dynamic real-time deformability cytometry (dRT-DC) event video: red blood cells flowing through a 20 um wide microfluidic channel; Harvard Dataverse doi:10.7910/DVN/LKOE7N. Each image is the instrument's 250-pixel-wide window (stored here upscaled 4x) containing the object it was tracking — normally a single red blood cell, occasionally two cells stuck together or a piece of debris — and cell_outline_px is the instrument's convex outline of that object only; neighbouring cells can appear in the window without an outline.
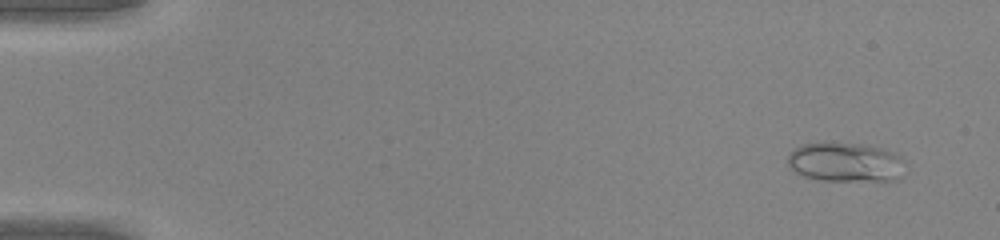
{"species": "common noctule bat (a hibernating species)", "species_latin": "Nyctalus noctula", "temperature_condition": "warm", "stored_images_in_passage": 46, "camera_frame_rate_fps": 3000, "um_per_image_px": 0.085, "animal": {"sex": "male", "body_mass_g": 20.0, "forearm_length_mm": 53.3}, "frame": {"image": 1, "passage_image": 3, "time_ms": 0.667, "image_size_px": [1000, 240], "cell_outline_px": [[904, 160], [900, 180], [820, 180], [804, 176], [792, 172], [788, 164], [788, 156], [800, 144], [824, 140], [864, 144], [896, 152]], "centroid_in_image_um": [71.83, 13.75], "position_along_channel_um": 13.2, "area_um2": 27.57}}
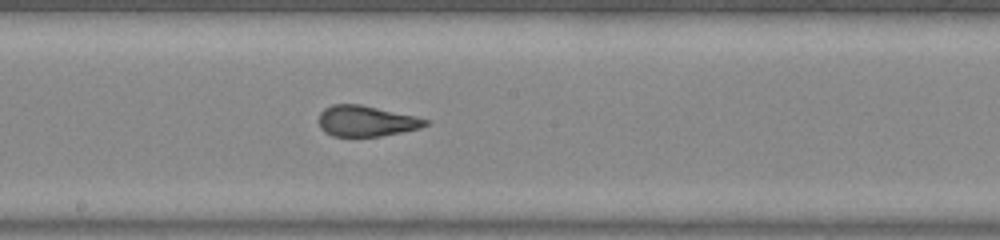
{"frame": {"image": 2, "passage_image": 27, "time_ms": 8.667, "image_size_px": [1000, 240], "cell_outline_px": [[432, 120], [428, 124], [420, 128], [380, 136], [332, 136], [324, 132], [320, 128], [320, 112], [324, 108], [332, 104], [360, 104], [416, 116]], "centroid_in_image_um": [31.14, 10.28], "position_along_channel_um": 217.1, "area_um2": 19.13}}
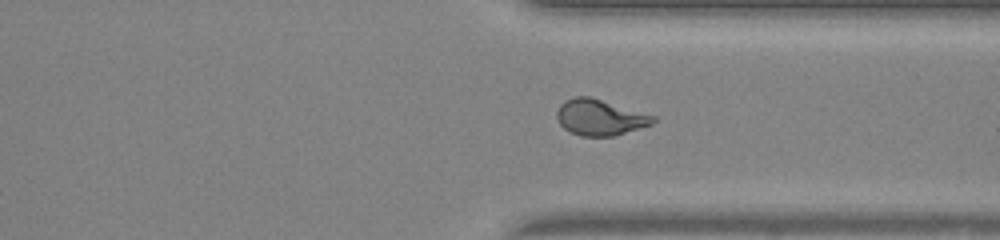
{"frame": {"image": 3, "passage_image": 37, "time_ms": 12.0, "image_size_px": [1000, 240], "cell_outline_px": [[656, 120], [652, 124], [616, 136], [580, 136], [564, 128], [560, 124], [556, 116], [556, 112], [560, 104], [564, 100], [576, 96], [592, 96], [656, 116]], "centroid_in_image_um": [51.0, 9.96], "position_along_channel_um": 360.4, "area_um2": 20.4}}